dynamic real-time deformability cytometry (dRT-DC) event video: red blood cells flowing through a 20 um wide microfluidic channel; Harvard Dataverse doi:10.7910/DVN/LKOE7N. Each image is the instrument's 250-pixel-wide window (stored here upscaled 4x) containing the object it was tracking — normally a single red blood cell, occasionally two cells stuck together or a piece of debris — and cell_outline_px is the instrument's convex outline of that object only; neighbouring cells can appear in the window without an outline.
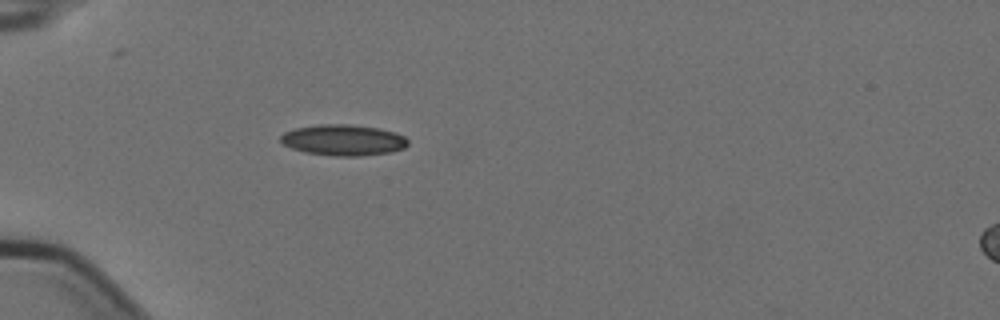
{"species": "Egyptian fruit bat (a non-hibernating species)", "species_latin": "Rousettus aegyptiacus", "temperature_condition": "cold", "stored_images_in_passage": 4, "segment_of_instrument_passage": [1, 2], "camera_frame_rate_fps": 3000, "um_per_image_px": 0.085, "animal": {"sex": "female"}, "frame": {"image": 1, "passage_image": 3, "time_ms": 0.667, "image_size_px": [1000, 320], "cell_outline_px": [[408, 144], [404, 148], [388, 152], [360, 156], [336, 156], [304, 152], [292, 148], [284, 144], [280, 140], [280, 136], [284, 132], [296, 128], [320, 124], [352, 124], [380, 128], [396, 132], [404, 136], [408, 140]], "centroid_in_image_um": [29.19, 11.89], "position_along_channel_um": 55.8, "area_um2": 23.0}}